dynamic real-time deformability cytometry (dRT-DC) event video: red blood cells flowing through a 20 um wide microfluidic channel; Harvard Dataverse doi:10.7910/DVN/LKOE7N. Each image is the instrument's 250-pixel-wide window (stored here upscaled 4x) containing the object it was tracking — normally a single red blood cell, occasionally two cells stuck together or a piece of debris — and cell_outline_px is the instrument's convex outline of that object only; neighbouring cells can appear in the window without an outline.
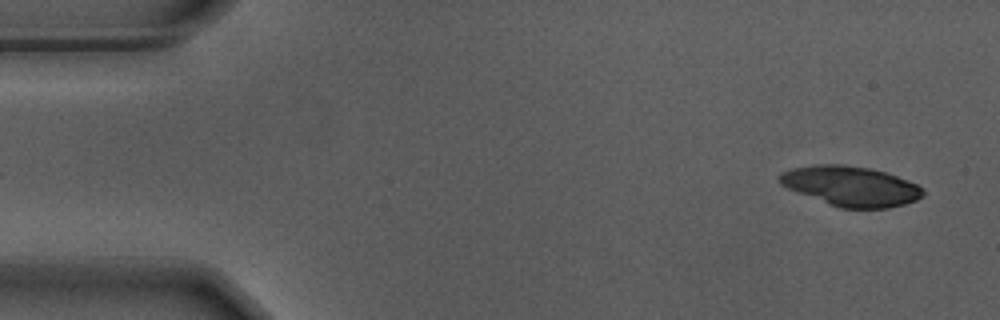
{"species": "Egyptian fruit bat (a non-hibernating species)", "species_latin": "Rousettus aegyptiacus", "temperature_condition": "warm", "stored_images_in_passage": 52, "camera_frame_rate_fps": 3000, "um_per_image_px": 0.085, "animal": {"sex": "male"}, "frame": {"image": 1, "passage_image": 1, "time_ms": 0.0, "image_size_px": [1000, 320], "cell_outline_px": [[924, 196], [916, 200], [904, 204], [888, 208], [840, 208], [788, 188], [780, 184], [776, 180], [776, 176], [780, 172], [792, 168], [820, 164], [840, 164], [868, 168], [884, 172], [896, 176], [916, 184], [924, 188]], "centroid_in_image_um": [72.3, 15.82], "position_along_channel_um": 12.7, "area_um2": 33.18}}